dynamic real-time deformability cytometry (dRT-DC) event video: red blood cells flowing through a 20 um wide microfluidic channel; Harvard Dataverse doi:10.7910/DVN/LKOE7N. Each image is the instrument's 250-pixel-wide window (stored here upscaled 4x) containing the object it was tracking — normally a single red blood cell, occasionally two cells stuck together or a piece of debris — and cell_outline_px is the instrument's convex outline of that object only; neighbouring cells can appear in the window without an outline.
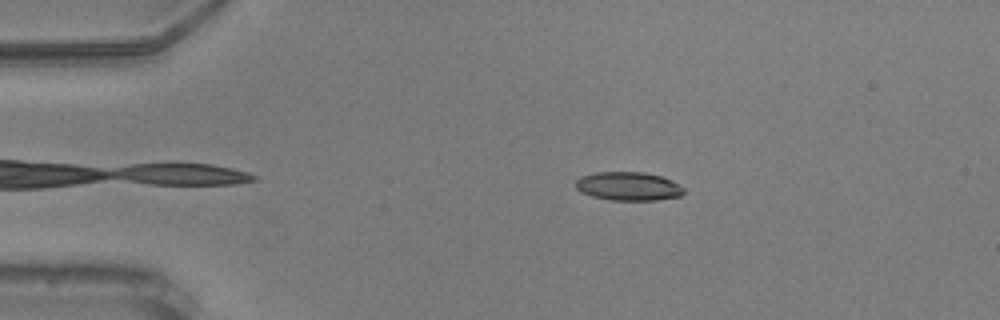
{"species": "common noctule bat (a hibernating species)", "species_latin": "Nyctalus noctula", "temperature_condition": "warm", "stored_images_in_passage": 46, "camera_frame_rate_fps": 3000, "um_per_image_px": 0.085, "animal": {"sex": "male", "body_mass_g": 20.5, "forearm_length_mm": 52.5}, "frame": {"image": 1, "passage_image": 9, "time_ms": 2.667, "image_size_px": [1000, 320], "cell_outline_px": [[684, 192], [680, 196], [656, 200], [608, 200], [592, 196], [580, 192], [576, 188], [576, 180], [580, 176], [596, 172], [644, 172], [660, 176], [672, 180], [680, 184], [684, 188]], "centroid_in_image_um": [53.4, 15.83], "position_along_channel_um": 31.6, "area_um2": 18.15}}
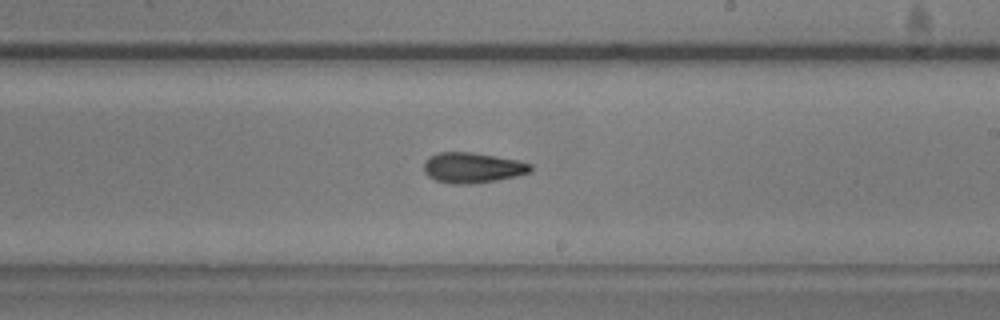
{"frame": {"image": 2, "passage_image": 31, "time_ms": 10.0, "image_size_px": [1000, 320], "cell_outline_px": [[532, 172], [516, 176], [496, 180], [472, 184], [452, 184], [436, 180], [428, 176], [424, 172], [424, 160], [428, 156], [440, 152], [472, 152], [516, 160], [532, 164]], "centroid_in_image_um": [40.14, 14.26], "position_along_channel_um": 248.9, "area_um2": 18.96}}
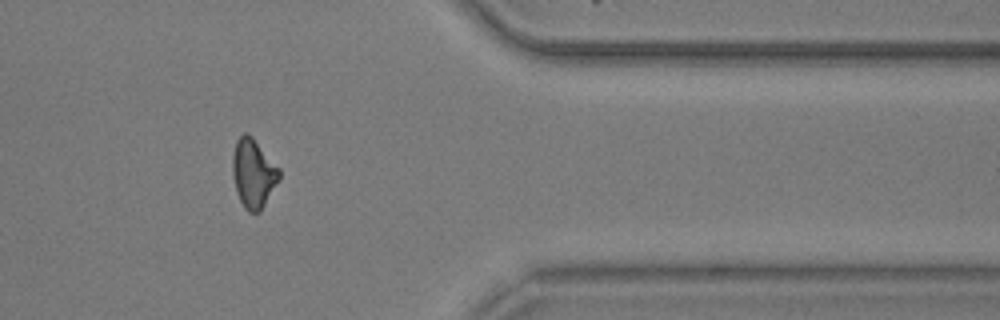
{"frame": {"image": 3, "passage_image": 44, "time_ms": 14.333, "image_size_px": [1000, 320], "cell_outline_px": [[280, 176], [260, 212], [248, 212], [244, 208], [236, 192], [232, 176], [232, 156], [236, 140], [244, 132], [248, 132], [252, 136], [280, 168]], "centroid_in_image_um": [21.51, 14.71], "position_along_channel_um": 389.9, "area_um2": 18.79}, "authors_computed_cell_mechanics": {"area_um2": 18.207, "velocity_mm_per_s": 3.666, "shape_relaxation_time_tau1_ms": 4.3991, "shape_relaxation_time_tau2_ms": 5.4947, "deformation_change_tau1": 0.1498, "deformation_change_tau2": 0.1499}}